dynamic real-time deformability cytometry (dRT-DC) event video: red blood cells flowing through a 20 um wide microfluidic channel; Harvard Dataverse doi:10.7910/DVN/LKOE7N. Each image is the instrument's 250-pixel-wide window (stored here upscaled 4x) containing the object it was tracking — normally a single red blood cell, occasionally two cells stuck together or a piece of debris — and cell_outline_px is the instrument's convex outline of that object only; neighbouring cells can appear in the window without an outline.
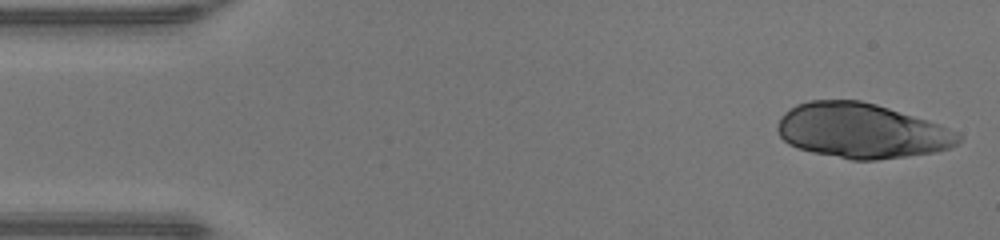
{"species": "human", "species_latin": "Homo sapiens", "temperature_condition": "warm", "stored_images_in_passage": 46, "camera_frame_rate_fps": 3000, "um_per_image_px": 0.085, "donor": {"sex": "male"}, "frame": {"image": 1, "passage_image": 1, "time_ms": 0.0, "image_size_px": [1000, 240], "cell_outline_px": [[964, 136], [956, 144], [948, 148], [936, 152], [908, 156], [876, 160], [852, 160], [812, 152], [796, 148], [788, 144], [780, 136], [776, 128], [780, 116], [784, 112], [796, 104], [812, 100], [860, 100], [876, 104], [928, 120], [940, 124], [960, 132]], "centroid_in_image_um": [73.24, 11.12], "position_along_channel_um": 11.8, "area_um2": 58.26}}